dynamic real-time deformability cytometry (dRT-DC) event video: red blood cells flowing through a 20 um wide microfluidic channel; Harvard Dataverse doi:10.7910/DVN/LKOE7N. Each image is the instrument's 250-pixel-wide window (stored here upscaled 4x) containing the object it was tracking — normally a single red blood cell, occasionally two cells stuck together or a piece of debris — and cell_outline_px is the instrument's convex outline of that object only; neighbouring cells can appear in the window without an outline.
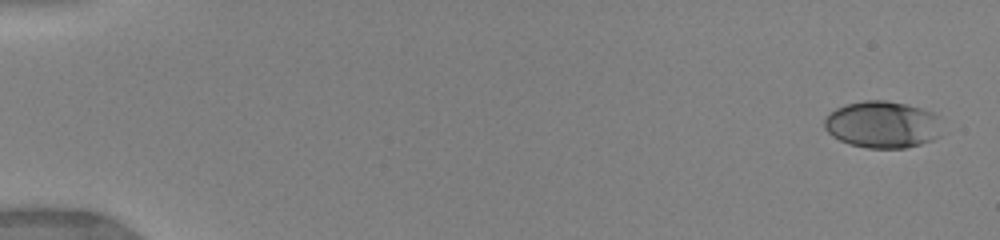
{"species": "human", "species_latin": "Homo sapiens", "temperature_condition": "warm", "stored_images_in_passage": 23, "camera_frame_rate_fps": 3000, "um_per_image_px": 0.085, "donor": {"sex": "female"}, "frame": {"image": 1, "passage_image": 1, "time_ms": 0.0, "image_size_px": [1000, 240], "cell_outline_px": [[940, 136], [932, 140], [920, 144], [904, 148], [868, 148], [848, 144], [832, 136], [824, 128], [824, 120], [836, 108], [844, 104], [864, 100], [884, 100], [904, 104], [920, 108], [932, 112], [940, 116]], "centroid_in_image_um": [75.01, 10.59], "position_along_channel_um": 10.0, "area_um2": 32.25}}
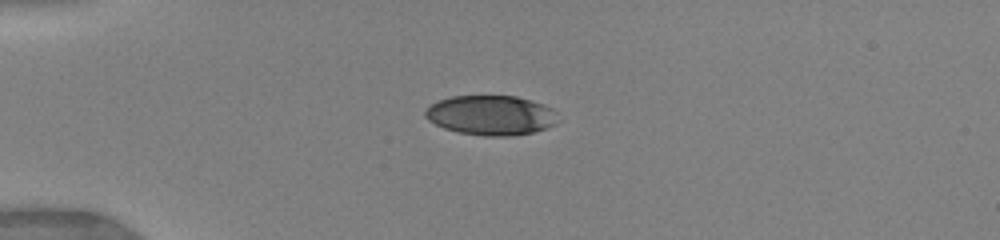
{"frame": {"image": 2, "passage_image": 11, "time_ms": 4.0, "image_size_px": [1000, 240], "cell_outline_px": [[556, 124], [548, 128], [532, 132], [512, 136], [484, 136], [456, 132], [444, 128], [428, 120], [424, 116], [424, 112], [436, 100], [452, 96], [516, 96], [532, 100], [544, 104], [552, 108]], "centroid_in_image_um": [41.7, 9.8], "position_along_channel_um": 43.3, "area_um2": 30.75}}